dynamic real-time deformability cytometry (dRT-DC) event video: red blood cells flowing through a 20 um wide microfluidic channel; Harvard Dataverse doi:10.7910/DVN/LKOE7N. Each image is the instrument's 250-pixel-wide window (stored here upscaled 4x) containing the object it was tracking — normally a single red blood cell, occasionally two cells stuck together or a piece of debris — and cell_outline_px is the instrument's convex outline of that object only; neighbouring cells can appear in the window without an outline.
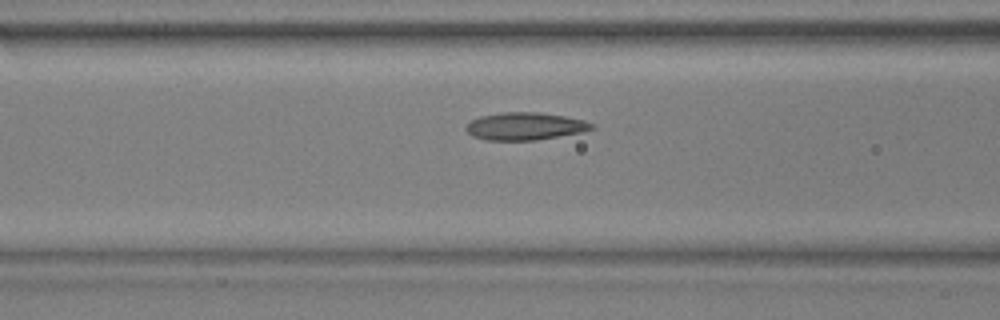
{"species": "common noctule bat (a hibernating species)", "species_latin": "Nyctalus noctula", "temperature_condition": "warm", "stored_images_in_passage": 44, "camera_frame_rate_fps": 3000, "um_per_image_px": 0.085, "animal": {"sex": "male", "body_mass_g": 17.9, "forearm_length_mm": 54.2}, "frame": {"image": 1, "passage_image": 11, "time_ms": 3.333, "image_size_px": [1000, 320], "cell_outline_px": [[596, 128], [580, 132], [536, 140], [484, 140], [472, 136], [464, 128], [472, 120], [480, 116], [504, 112], [536, 112], [564, 116], [584, 120], [596, 124]], "centroid_in_image_um": [44.63, 10.73], "position_along_channel_um": 122.0, "area_um2": 20.11}}
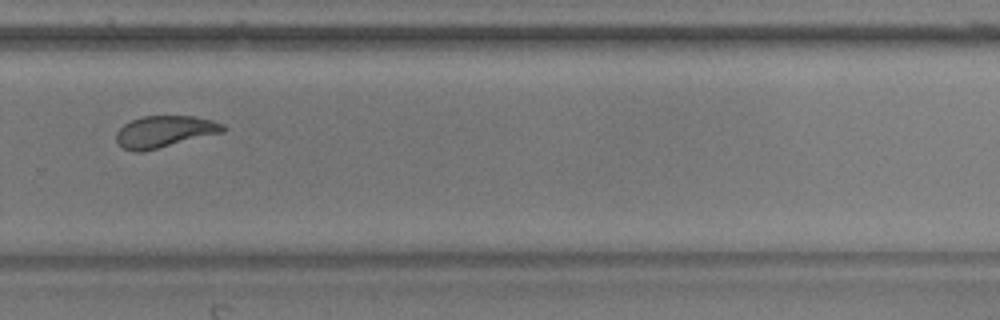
{"frame": {"image": 2, "passage_image": 27, "time_ms": 8.667, "image_size_px": [1000, 320], "cell_outline_px": [[228, 128], [224, 132], [140, 152], [132, 152], [124, 148], [116, 140], [116, 132], [124, 124], [132, 120], [144, 116], [192, 116], [212, 120], [224, 124]], "centroid_in_image_um": [14.0, 11.18], "position_along_channel_um": 315.8, "area_um2": 19.54}}
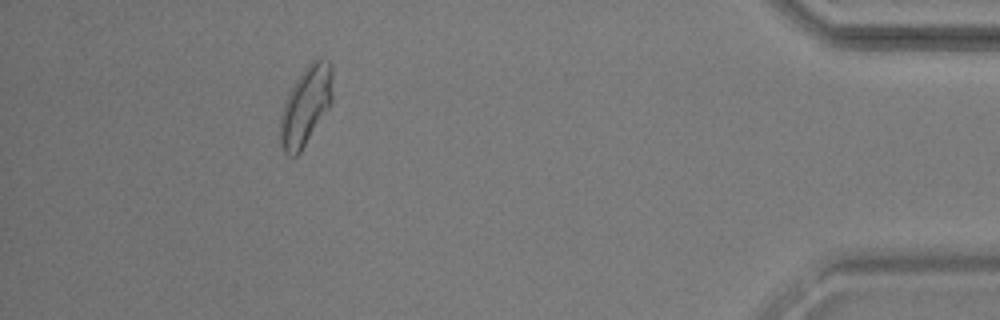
{"frame": {"image": 3, "passage_image": 39, "time_ms": 12.667, "image_size_px": [1000, 320], "cell_outline_px": [[332, 100], [328, 108], [300, 152], [296, 156], [288, 156], [284, 152], [280, 144], [280, 116], [288, 92], [292, 84], [304, 68], [312, 60], [320, 56], [324, 56], [332, 64]], "centroid_in_image_um": [25.99, 8.93], "position_along_channel_um": 409.2, "area_um2": 24.22}, "authors_computed_cell_mechanics": {"area_um2": 20.4612, "velocity_mm_per_s": 3.6348, "shape_relaxation_time_tau1_ms": 3.4508, "shape_relaxation_time_tau2_ms": 1.9223, "deformation_change_tau1": 0.1132, "deformation_change_tau2": 0.0774}}